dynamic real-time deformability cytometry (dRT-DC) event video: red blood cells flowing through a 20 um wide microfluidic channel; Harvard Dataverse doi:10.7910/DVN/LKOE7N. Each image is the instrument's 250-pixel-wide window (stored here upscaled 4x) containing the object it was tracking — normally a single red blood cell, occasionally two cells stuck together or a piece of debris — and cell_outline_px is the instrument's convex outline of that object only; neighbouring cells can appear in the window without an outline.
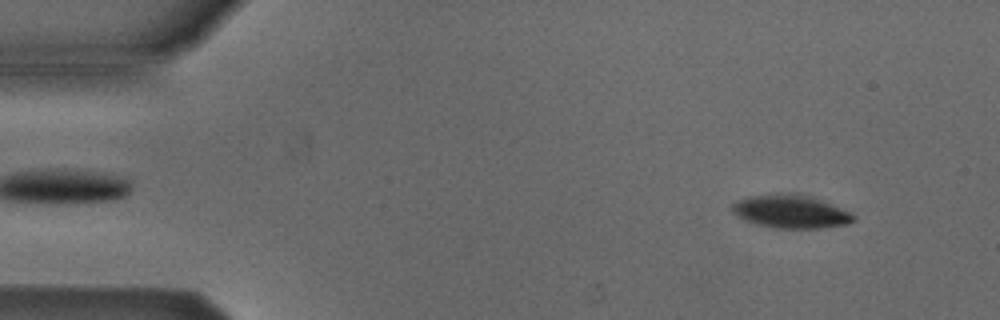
{"species": "Egyptian fruit bat (a non-hibernating species)", "species_latin": "Rousettus aegyptiacus", "temperature_condition": "cold", "stored_images_in_passage": 43, "camera_frame_rate_fps": 3000, "um_per_image_px": 0.085, "animal": {"sex": "male"}, "frame": {"image": 1, "passage_image": 5, "time_ms": 1.333, "image_size_px": [1000, 320], "cell_outline_px": [[856, 220], [848, 224], [820, 228], [776, 228], [756, 224], [744, 220], [736, 216], [732, 212], [732, 204], [748, 196], [776, 192], [796, 192], [812, 196], [852, 212], [856, 216]], "centroid_in_image_um": [67.23, 17.96], "position_along_channel_um": 17.8, "area_um2": 24.04}}
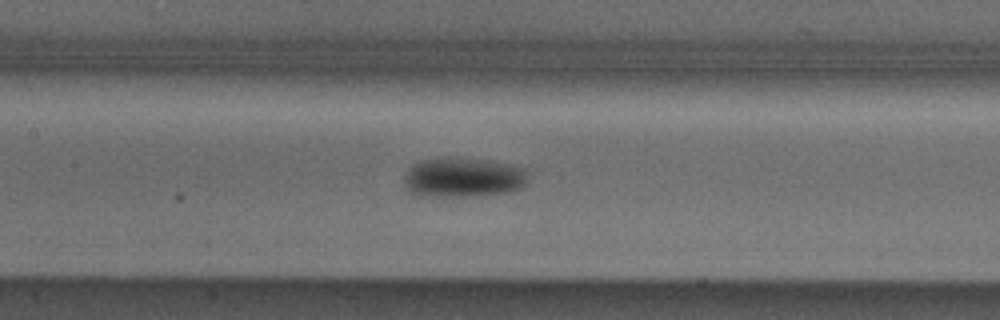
{"frame": {"image": 2, "passage_image": 24, "time_ms": 7.667, "image_size_px": [1000, 320], "cell_outline_px": [[528, 184], [520, 188], [504, 192], [464, 196], [420, 196], [408, 192], [404, 188], [404, 176], [408, 168], [412, 164], [420, 160], [460, 156], [488, 160], [508, 164], [524, 168], [528, 172]], "centroid_in_image_um": [39.33, 15.06], "position_along_channel_um": 168.1, "area_um2": 29.13}}
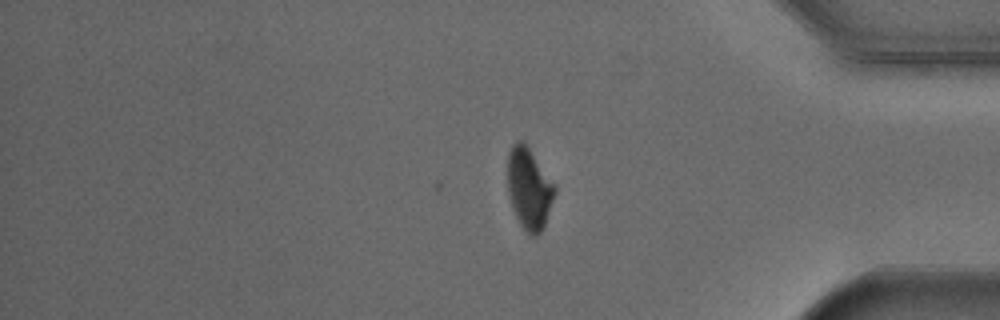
{"frame": {"image": 3, "passage_image": 43, "time_ms": 14.0, "image_size_px": [1000, 320], "cell_outline_px": [[556, 192], [544, 228], [536, 236], [532, 236], [520, 224], [512, 208], [508, 196], [508, 152], [516, 140], [520, 140], [528, 148], [556, 184]], "centroid_in_image_um": [44.99, 16.05], "position_along_channel_um": 390.2, "area_um2": 22.31}, "authors_computed_cell_mechanics": {"area_um2": 26.01, "velocity_mm_per_s": 3.882, "shape_relaxation_time_tau1_ms": 3.1562, "shape_relaxation_time_tau2_ms": null, "deformation_change_tau1": 0.0932, "deformation_change_tau2": null}}